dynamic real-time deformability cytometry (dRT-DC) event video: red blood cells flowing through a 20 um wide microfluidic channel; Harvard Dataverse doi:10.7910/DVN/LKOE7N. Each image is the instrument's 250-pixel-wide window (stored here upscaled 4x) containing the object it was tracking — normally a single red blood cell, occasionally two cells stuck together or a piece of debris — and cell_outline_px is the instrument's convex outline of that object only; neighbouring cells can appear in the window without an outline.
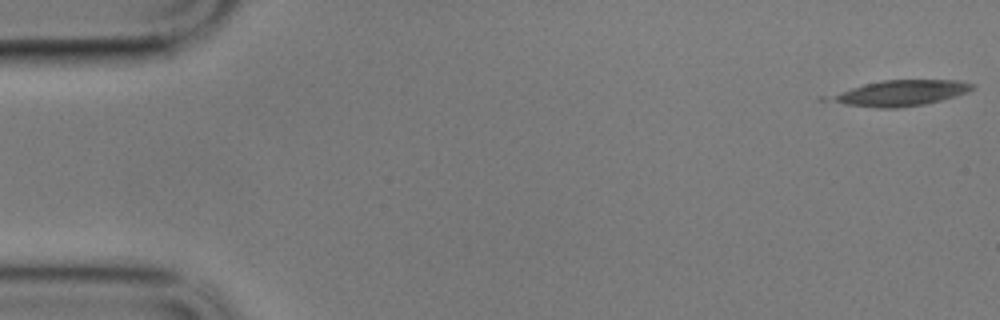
{"species": "common noctule bat (a hibernating species)", "species_latin": "Nyctalus noctula", "temperature_condition": "cold", "stored_images_in_passage": 11, "camera_frame_rate_fps": 3000, "um_per_image_px": 0.085, "animal": {"sex": "male", "body_mass_g": 17.9}, "frame": {"image": 1, "passage_image": 1, "time_ms": 0.0, "image_size_px": [1000, 320], "cell_outline_px": [[976, 88], [968, 92], [956, 96], [924, 104], [896, 108], [876, 108], [844, 104], [836, 100], [832, 96], [840, 92], [864, 84], [884, 80], [960, 80], [976, 84]], "centroid_in_image_um": [76.73, 7.9], "position_along_channel_um": 8.3, "area_um2": 20.81}}